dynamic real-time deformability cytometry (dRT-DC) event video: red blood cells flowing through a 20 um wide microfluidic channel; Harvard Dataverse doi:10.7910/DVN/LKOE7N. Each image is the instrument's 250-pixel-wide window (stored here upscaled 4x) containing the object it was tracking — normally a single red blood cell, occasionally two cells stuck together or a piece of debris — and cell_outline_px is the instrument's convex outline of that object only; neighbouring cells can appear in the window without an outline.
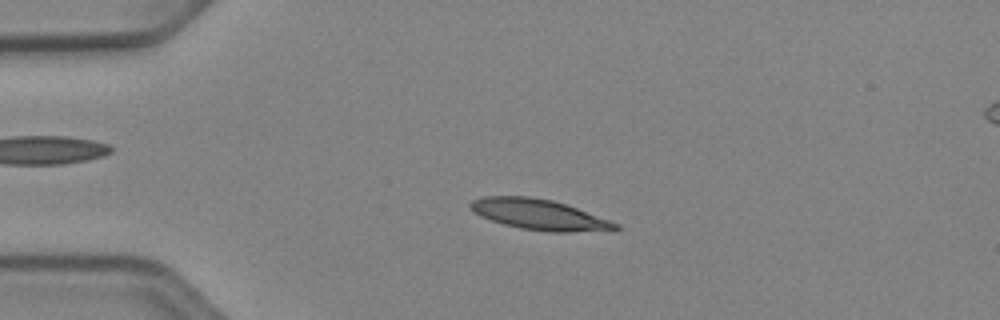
{"species": "Egyptian fruit bat (a non-hibernating species)", "species_latin": "Rousettus aegyptiacus", "temperature_condition": "cold", "stored_images_in_passage": 39, "camera_frame_rate_fps": 3000, "um_per_image_px": 0.085, "animal": {"sex": "female"}, "frame": {"image": 1, "passage_image": 12, "time_ms": 3.667, "image_size_px": [1000, 320], "cell_outline_px": [[620, 228], [612, 232], [548, 232], [520, 228], [504, 224], [480, 216], [468, 204], [472, 200], [484, 196], [528, 196], [552, 200], [576, 208], [620, 224]], "centroid_in_image_um": [45.91, 18.26], "position_along_channel_um": 39.1, "area_um2": 25.89}}
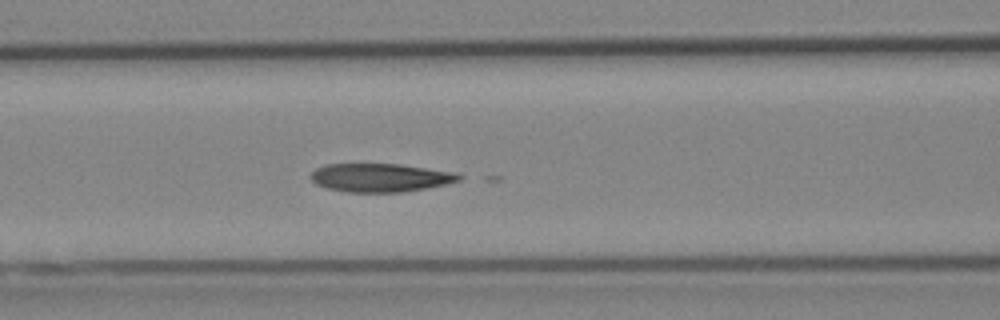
{"frame": {"image": 2, "passage_image": 22, "time_ms": 7.0, "image_size_px": [1000, 320], "cell_outline_px": [[468, 176], [460, 180], [444, 184], [404, 192], [348, 192], [328, 188], [316, 184], [308, 176], [316, 168], [324, 164], [400, 164], [460, 172]], "centroid_in_image_um": [32.39, 15.09], "position_along_channel_um": 134.2, "area_um2": 24.85}}
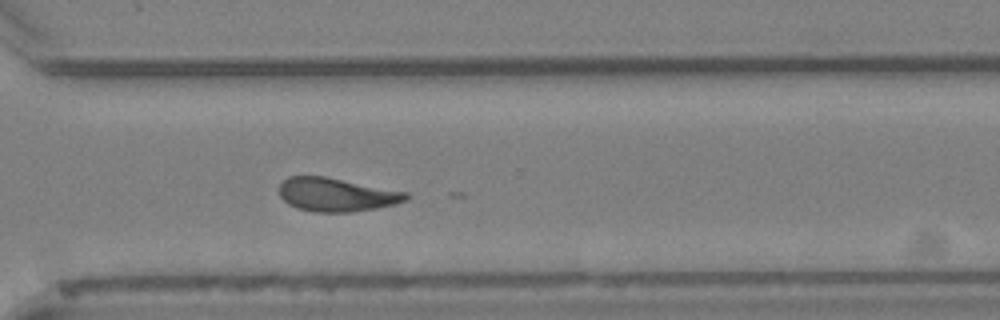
{"frame": {"image": 3, "passage_image": 38, "time_ms": 12.333, "image_size_px": [1000, 320], "cell_outline_px": [[412, 196], [408, 200], [396, 204], [376, 208], [352, 212], [316, 212], [296, 208], [288, 204], [280, 196], [280, 184], [288, 176], [324, 176], [408, 192]], "centroid_in_image_um": [28.63, 16.55], "position_along_channel_um": 342.0, "area_um2": 24.91}}